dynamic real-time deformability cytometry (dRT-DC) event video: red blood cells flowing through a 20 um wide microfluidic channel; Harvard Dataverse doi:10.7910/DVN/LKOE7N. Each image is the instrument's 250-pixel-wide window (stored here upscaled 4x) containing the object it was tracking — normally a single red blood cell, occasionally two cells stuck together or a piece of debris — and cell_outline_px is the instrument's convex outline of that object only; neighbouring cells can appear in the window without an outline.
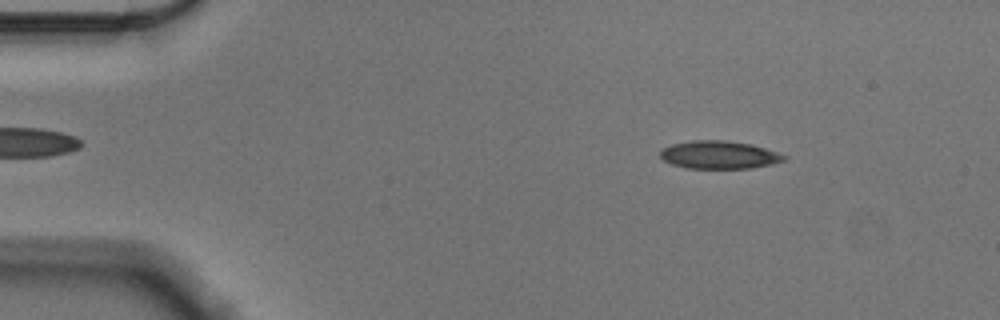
{"species": "Egyptian fruit bat (a non-hibernating species)", "species_latin": "Rousettus aegyptiacus", "temperature_condition": "cold", "stored_images_in_passage": 55, "camera_frame_rate_fps": 3000, "um_per_image_px": 0.085, "animal": {"sex": "male"}, "frame": {"image": 1, "passage_image": 7, "time_ms": 2.0, "image_size_px": [1000, 320], "cell_outline_px": [[788, 160], [772, 164], [748, 168], [684, 168], [672, 164], [664, 160], [660, 156], [660, 152], [664, 148], [672, 144], [692, 140], [728, 140], [752, 144], [788, 156]], "centroid_in_image_um": [61.15, 13.16], "position_along_channel_um": 23.9, "area_um2": 20.17}}
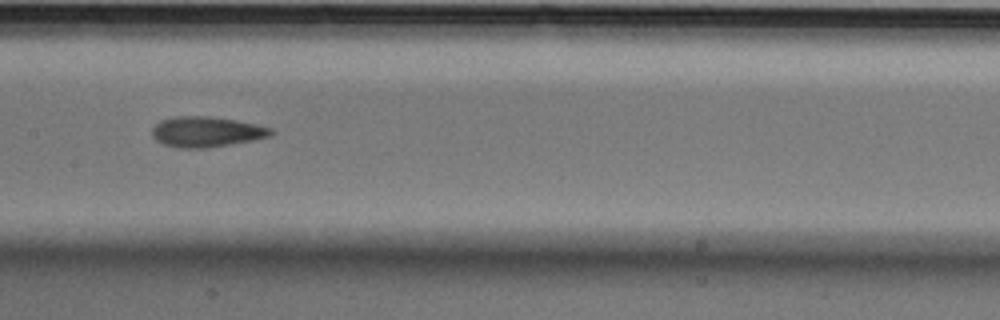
{"frame": {"image": 2, "passage_image": 27, "time_ms": 8.667, "image_size_px": [1000, 320], "cell_outline_px": [[276, 132], [268, 136], [252, 140], [232, 144], [208, 148], [176, 148], [164, 144], [156, 140], [152, 136], [152, 128], [160, 120], [176, 116], [208, 116], [232, 120], [272, 128]], "centroid_in_image_um": [17.5, 11.21], "position_along_channel_um": 189.9, "area_um2": 20.92}}
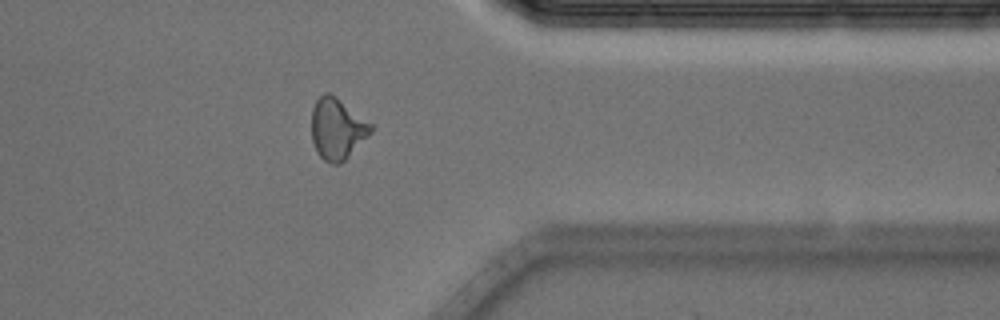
{"frame": {"image": 3, "passage_image": 44, "time_ms": 14.333, "image_size_px": [1000, 320], "cell_outline_px": [[372, 132], [340, 164], [332, 164], [324, 160], [320, 156], [312, 140], [312, 108], [316, 100], [324, 92], [328, 92], [336, 96], [372, 124]], "centroid_in_image_um": [28.65, 10.93], "position_along_channel_um": 382.8, "area_um2": 20.92}, "authors_computed_cell_mechanics": {"area_um2": 20.4612, "velocity_mm_per_s": 3.5699, "shape_relaxation_time_tau1_ms": 5.7814, "shape_relaxation_time_tau2_ms": 2.5074, "deformation_change_tau1": 0.1665, "deformation_change_tau2": 0.1086}}